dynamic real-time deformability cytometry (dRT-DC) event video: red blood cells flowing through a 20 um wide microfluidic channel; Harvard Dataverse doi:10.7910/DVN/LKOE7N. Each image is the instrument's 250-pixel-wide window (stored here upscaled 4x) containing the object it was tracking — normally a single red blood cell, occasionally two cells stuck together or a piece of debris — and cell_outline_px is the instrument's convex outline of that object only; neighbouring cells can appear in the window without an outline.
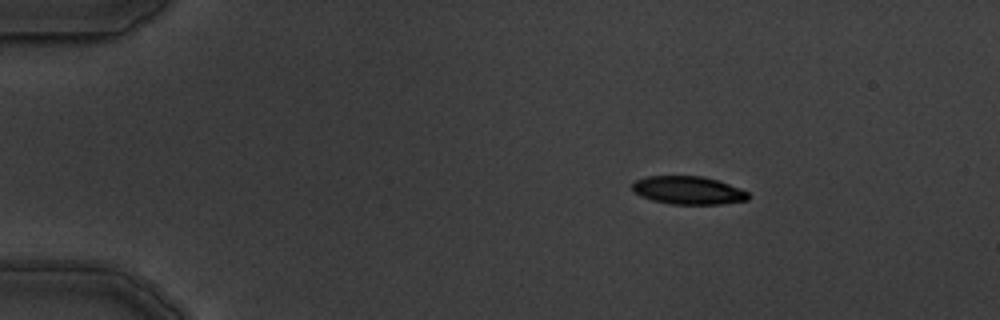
{"species": "common noctule bat (a hibernating species)", "species_latin": "Nyctalus noctula", "temperature_condition": "warm", "stored_images_in_passage": 4, "camera_frame_rate_fps": 3000, "um_per_image_px": 0.085, "animal": {"sex": "male", "body_mass_g": 19.5, "forearm_length_mm": 54.6}, "frame": {"image": 1, "passage_image": 2, "time_ms": 1.333, "image_size_px": [1000, 320], "cell_outline_px": [[752, 196], [748, 200], [724, 204], [672, 204], [652, 200], [640, 196], [632, 188], [632, 184], [636, 180], [648, 176], [704, 176], [740, 188], [748, 192]], "centroid_in_image_um": [58.54, 16.18], "position_along_channel_um": 26.5, "area_um2": 19.02}}